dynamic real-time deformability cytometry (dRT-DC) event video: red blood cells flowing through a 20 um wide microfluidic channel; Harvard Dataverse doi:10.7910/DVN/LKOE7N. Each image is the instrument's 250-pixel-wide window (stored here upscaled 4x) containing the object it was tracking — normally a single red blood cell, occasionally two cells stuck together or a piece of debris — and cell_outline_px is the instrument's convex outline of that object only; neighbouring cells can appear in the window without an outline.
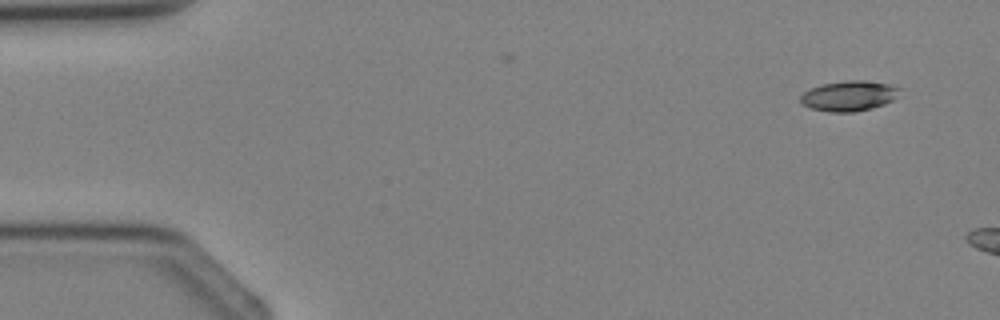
{"species": "Egyptian fruit bat (a non-hibernating species)", "species_latin": "Rousettus aegyptiacus", "temperature_condition": "cold", "stored_images_in_passage": 2, "camera_frame_rate_fps": 3000, "um_per_image_px": 0.085, "animal": {"sex": "female"}, "frame": {"image": 1, "passage_image": 1, "time_ms": 0.0, "image_size_px": [1000, 320], "cell_outline_px": [[900, 88], [892, 100], [884, 104], [872, 108], [856, 112], [828, 112], [812, 108], [804, 104], [800, 100], [800, 96], [804, 92], [820, 84], [848, 80], [864, 80], [888, 84]], "centroid_in_image_um": [72.14, 8.15], "position_along_channel_um": 12.9, "area_um2": 17.28}}